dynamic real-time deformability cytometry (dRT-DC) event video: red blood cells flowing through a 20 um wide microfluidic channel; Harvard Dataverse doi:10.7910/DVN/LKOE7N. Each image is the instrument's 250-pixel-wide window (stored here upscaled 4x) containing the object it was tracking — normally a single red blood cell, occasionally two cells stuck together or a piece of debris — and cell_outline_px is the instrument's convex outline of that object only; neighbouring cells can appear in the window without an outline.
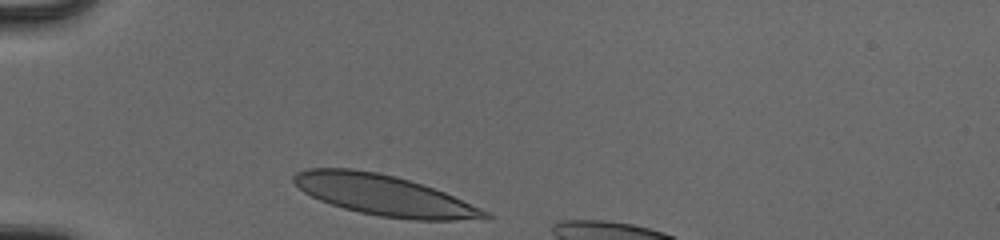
{"species": "human", "species_latin": "Homo sapiens", "temperature_condition": "cold", "stored_images_in_passage": 7, "camera_frame_rate_fps": 3000, "um_per_image_px": 0.085, "donor": {"sex": "male"}, "frame": {"image": 1, "passage_image": 1, "time_ms": 0.0, "image_size_px": [1000, 240], "cell_outline_px": [[492, 216], [488, 220], [412, 220], [380, 216], [360, 212], [344, 208], [320, 200], [304, 192], [292, 180], [292, 176], [296, 172], [308, 168], [352, 168], [376, 172], [396, 176], [444, 192], [480, 208], [488, 212]], "centroid_in_image_um": [32.66, 16.6], "position_along_channel_um": 52.3, "area_um2": 44.91}}
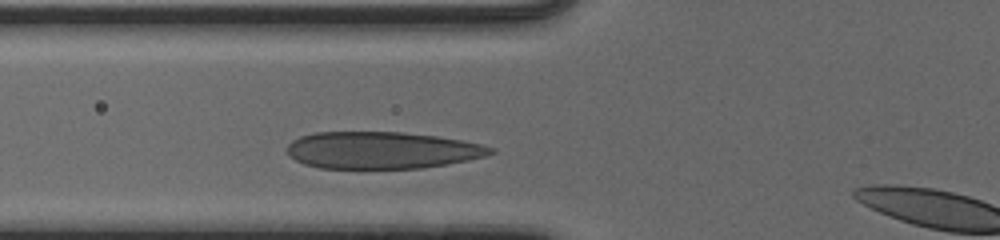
{"frame": {"image": 2, "passage_image": 6, "time_ms": 1.667, "image_size_px": [1000, 240], "cell_outline_px": [[496, 152], [484, 156], [468, 160], [448, 164], [420, 168], [320, 168], [304, 164], [288, 156], [288, 144], [292, 140], [300, 136], [316, 132], [400, 132], [436, 136], [460, 140], [480, 144], [496, 148]], "centroid_in_image_um": [32.45, 12.77], "position_along_channel_um": 93.3, "area_um2": 43.81}}